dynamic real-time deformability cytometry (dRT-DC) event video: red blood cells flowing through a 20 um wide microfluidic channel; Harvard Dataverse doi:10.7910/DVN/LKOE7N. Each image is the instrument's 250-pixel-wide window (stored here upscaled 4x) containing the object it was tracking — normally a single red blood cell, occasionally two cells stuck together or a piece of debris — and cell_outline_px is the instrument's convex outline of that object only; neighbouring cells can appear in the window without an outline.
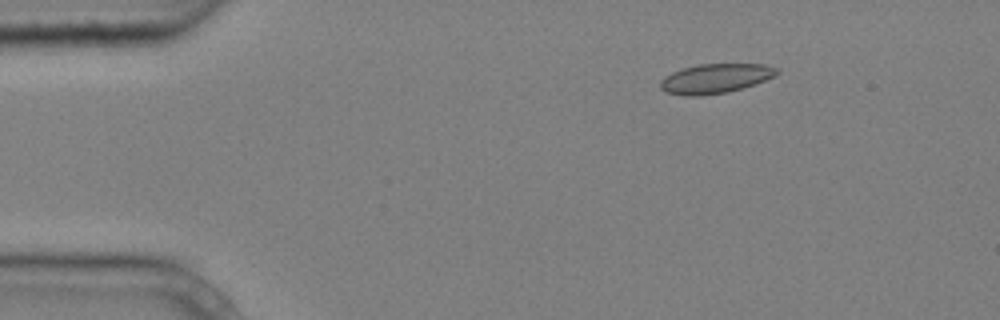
{"species": "common noctule bat (a hibernating species)", "species_latin": "Nyctalus noctula", "temperature_condition": "cold", "stored_images_in_passage": 3, "camera_frame_rate_fps": 3000, "um_per_image_px": 0.085, "animal": {"sex": "male", "body_mass_g": 20.4}, "frame": {"image": 1, "passage_image": 3, "time_ms": 0.667, "image_size_px": [1000, 320], "cell_outline_px": [[780, 72], [776, 76], [756, 84], [728, 92], [700, 96], [684, 96], [664, 92], [660, 88], [660, 80], [664, 76], [672, 72], [684, 68], [700, 64], [764, 64], [776, 68]], "centroid_in_image_um": [60.8, 6.68], "position_along_channel_um": 24.2, "area_um2": 20.23}}